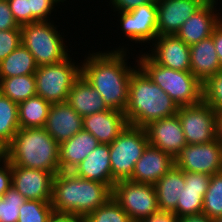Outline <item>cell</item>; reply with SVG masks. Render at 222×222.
<instances>
[{
  "label": "cell",
  "instance_id": "f546056e",
  "mask_svg": "<svg viewBox=\"0 0 222 222\" xmlns=\"http://www.w3.org/2000/svg\"><path fill=\"white\" fill-rule=\"evenodd\" d=\"M20 128L18 104L0 93V145L5 148Z\"/></svg>",
  "mask_w": 222,
  "mask_h": 222
},
{
  "label": "cell",
  "instance_id": "2e32d148",
  "mask_svg": "<svg viewBox=\"0 0 222 222\" xmlns=\"http://www.w3.org/2000/svg\"><path fill=\"white\" fill-rule=\"evenodd\" d=\"M146 53L156 64L177 71H190V46L174 35H160Z\"/></svg>",
  "mask_w": 222,
  "mask_h": 222
},
{
  "label": "cell",
  "instance_id": "ee69618b",
  "mask_svg": "<svg viewBox=\"0 0 222 222\" xmlns=\"http://www.w3.org/2000/svg\"><path fill=\"white\" fill-rule=\"evenodd\" d=\"M212 37H213V42L215 44L216 53L218 54L219 57V62L222 66V20L214 28Z\"/></svg>",
  "mask_w": 222,
  "mask_h": 222
},
{
  "label": "cell",
  "instance_id": "44dd1931",
  "mask_svg": "<svg viewBox=\"0 0 222 222\" xmlns=\"http://www.w3.org/2000/svg\"><path fill=\"white\" fill-rule=\"evenodd\" d=\"M185 187L178 197L176 215L185 217L201 214L203 198L210 183L211 176L204 173L184 171Z\"/></svg>",
  "mask_w": 222,
  "mask_h": 222
},
{
  "label": "cell",
  "instance_id": "d4e9b609",
  "mask_svg": "<svg viewBox=\"0 0 222 222\" xmlns=\"http://www.w3.org/2000/svg\"><path fill=\"white\" fill-rule=\"evenodd\" d=\"M67 103L82 117L108 110L100 93L82 75L74 82Z\"/></svg>",
  "mask_w": 222,
  "mask_h": 222
},
{
  "label": "cell",
  "instance_id": "7bdbcfd3",
  "mask_svg": "<svg viewBox=\"0 0 222 222\" xmlns=\"http://www.w3.org/2000/svg\"><path fill=\"white\" fill-rule=\"evenodd\" d=\"M140 222H179V217L173 212L158 211Z\"/></svg>",
  "mask_w": 222,
  "mask_h": 222
},
{
  "label": "cell",
  "instance_id": "30bf717a",
  "mask_svg": "<svg viewBox=\"0 0 222 222\" xmlns=\"http://www.w3.org/2000/svg\"><path fill=\"white\" fill-rule=\"evenodd\" d=\"M178 117L187 144L208 143L216 139L217 112L203 100L178 108Z\"/></svg>",
  "mask_w": 222,
  "mask_h": 222
},
{
  "label": "cell",
  "instance_id": "9c48e42d",
  "mask_svg": "<svg viewBox=\"0 0 222 222\" xmlns=\"http://www.w3.org/2000/svg\"><path fill=\"white\" fill-rule=\"evenodd\" d=\"M112 197L132 222H140L159 211L154 185L131 180L117 181L112 188Z\"/></svg>",
  "mask_w": 222,
  "mask_h": 222
},
{
  "label": "cell",
  "instance_id": "484cf974",
  "mask_svg": "<svg viewBox=\"0 0 222 222\" xmlns=\"http://www.w3.org/2000/svg\"><path fill=\"white\" fill-rule=\"evenodd\" d=\"M185 187L184 171L175 165L154 185L159 211L176 215L178 197Z\"/></svg>",
  "mask_w": 222,
  "mask_h": 222
},
{
  "label": "cell",
  "instance_id": "83f0119b",
  "mask_svg": "<svg viewBox=\"0 0 222 222\" xmlns=\"http://www.w3.org/2000/svg\"><path fill=\"white\" fill-rule=\"evenodd\" d=\"M51 103L35 95L18 104L20 128L44 127Z\"/></svg>",
  "mask_w": 222,
  "mask_h": 222
},
{
  "label": "cell",
  "instance_id": "8d00e7d4",
  "mask_svg": "<svg viewBox=\"0 0 222 222\" xmlns=\"http://www.w3.org/2000/svg\"><path fill=\"white\" fill-rule=\"evenodd\" d=\"M21 43V29L0 31V62Z\"/></svg>",
  "mask_w": 222,
  "mask_h": 222
},
{
  "label": "cell",
  "instance_id": "5bb4252c",
  "mask_svg": "<svg viewBox=\"0 0 222 222\" xmlns=\"http://www.w3.org/2000/svg\"><path fill=\"white\" fill-rule=\"evenodd\" d=\"M208 0H156L157 32L174 35L182 24Z\"/></svg>",
  "mask_w": 222,
  "mask_h": 222
},
{
  "label": "cell",
  "instance_id": "7dc6e473",
  "mask_svg": "<svg viewBox=\"0 0 222 222\" xmlns=\"http://www.w3.org/2000/svg\"><path fill=\"white\" fill-rule=\"evenodd\" d=\"M4 158V148L0 145V159Z\"/></svg>",
  "mask_w": 222,
  "mask_h": 222
},
{
  "label": "cell",
  "instance_id": "c3c4849f",
  "mask_svg": "<svg viewBox=\"0 0 222 222\" xmlns=\"http://www.w3.org/2000/svg\"><path fill=\"white\" fill-rule=\"evenodd\" d=\"M214 222H222V216L214 219Z\"/></svg>",
  "mask_w": 222,
  "mask_h": 222
},
{
  "label": "cell",
  "instance_id": "f1b7e54d",
  "mask_svg": "<svg viewBox=\"0 0 222 222\" xmlns=\"http://www.w3.org/2000/svg\"><path fill=\"white\" fill-rule=\"evenodd\" d=\"M0 93L17 104L35 96V75L27 74L10 78H0Z\"/></svg>",
  "mask_w": 222,
  "mask_h": 222
},
{
  "label": "cell",
  "instance_id": "8fae6325",
  "mask_svg": "<svg viewBox=\"0 0 222 222\" xmlns=\"http://www.w3.org/2000/svg\"><path fill=\"white\" fill-rule=\"evenodd\" d=\"M182 171L210 176L222 172V146L215 140L202 144H187L174 158Z\"/></svg>",
  "mask_w": 222,
  "mask_h": 222
},
{
  "label": "cell",
  "instance_id": "e0dca14e",
  "mask_svg": "<svg viewBox=\"0 0 222 222\" xmlns=\"http://www.w3.org/2000/svg\"><path fill=\"white\" fill-rule=\"evenodd\" d=\"M216 0H208L199 10L192 14L175 34L189 46L212 36L214 28L222 20L215 9Z\"/></svg>",
  "mask_w": 222,
  "mask_h": 222
},
{
  "label": "cell",
  "instance_id": "cb8c5ba5",
  "mask_svg": "<svg viewBox=\"0 0 222 222\" xmlns=\"http://www.w3.org/2000/svg\"><path fill=\"white\" fill-rule=\"evenodd\" d=\"M220 70L222 66L212 36L190 46V72L202 84Z\"/></svg>",
  "mask_w": 222,
  "mask_h": 222
},
{
  "label": "cell",
  "instance_id": "ac0fdd59",
  "mask_svg": "<svg viewBox=\"0 0 222 222\" xmlns=\"http://www.w3.org/2000/svg\"><path fill=\"white\" fill-rule=\"evenodd\" d=\"M175 165L174 157L150 144L135 163L132 177L137 183L155 185Z\"/></svg>",
  "mask_w": 222,
  "mask_h": 222
},
{
  "label": "cell",
  "instance_id": "681fc988",
  "mask_svg": "<svg viewBox=\"0 0 222 222\" xmlns=\"http://www.w3.org/2000/svg\"><path fill=\"white\" fill-rule=\"evenodd\" d=\"M57 2H58V4L60 3V2H64V1H66V0H56Z\"/></svg>",
  "mask_w": 222,
  "mask_h": 222
},
{
  "label": "cell",
  "instance_id": "74e56055",
  "mask_svg": "<svg viewBox=\"0 0 222 222\" xmlns=\"http://www.w3.org/2000/svg\"><path fill=\"white\" fill-rule=\"evenodd\" d=\"M8 3L14 19L20 27L31 23L28 0H8Z\"/></svg>",
  "mask_w": 222,
  "mask_h": 222
},
{
  "label": "cell",
  "instance_id": "bcb514c9",
  "mask_svg": "<svg viewBox=\"0 0 222 222\" xmlns=\"http://www.w3.org/2000/svg\"><path fill=\"white\" fill-rule=\"evenodd\" d=\"M216 141L222 146V112L216 116Z\"/></svg>",
  "mask_w": 222,
  "mask_h": 222
},
{
  "label": "cell",
  "instance_id": "9a60e30c",
  "mask_svg": "<svg viewBox=\"0 0 222 222\" xmlns=\"http://www.w3.org/2000/svg\"><path fill=\"white\" fill-rule=\"evenodd\" d=\"M144 128L149 144L174 158L187 145L178 114L150 122Z\"/></svg>",
  "mask_w": 222,
  "mask_h": 222
},
{
  "label": "cell",
  "instance_id": "7a4b0ae2",
  "mask_svg": "<svg viewBox=\"0 0 222 222\" xmlns=\"http://www.w3.org/2000/svg\"><path fill=\"white\" fill-rule=\"evenodd\" d=\"M112 197L107 185L77 177L73 172L60 171L53 178L52 208L85 218Z\"/></svg>",
  "mask_w": 222,
  "mask_h": 222
},
{
  "label": "cell",
  "instance_id": "b9f144b4",
  "mask_svg": "<svg viewBox=\"0 0 222 222\" xmlns=\"http://www.w3.org/2000/svg\"><path fill=\"white\" fill-rule=\"evenodd\" d=\"M47 222H84V218L72 213L53 210Z\"/></svg>",
  "mask_w": 222,
  "mask_h": 222
},
{
  "label": "cell",
  "instance_id": "d590c367",
  "mask_svg": "<svg viewBox=\"0 0 222 222\" xmlns=\"http://www.w3.org/2000/svg\"><path fill=\"white\" fill-rule=\"evenodd\" d=\"M58 2L56 0H28L31 11V23L38 21H50L51 12ZM49 18V19H48Z\"/></svg>",
  "mask_w": 222,
  "mask_h": 222
},
{
  "label": "cell",
  "instance_id": "836d02e7",
  "mask_svg": "<svg viewBox=\"0 0 222 222\" xmlns=\"http://www.w3.org/2000/svg\"><path fill=\"white\" fill-rule=\"evenodd\" d=\"M52 211L50 201L26 200L19 209L18 222H47Z\"/></svg>",
  "mask_w": 222,
  "mask_h": 222
},
{
  "label": "cell",
  "instance_id": "60d3db41",
  "mask_svg": "<svg viewBox=\"0 0 222 222\" xmlns=\"http://www.w3.org/2000/svg\"><path fill=\"white\" fill-rule=\"evenodd\" d=\"M110 2L115 12H128L136 9L140 5L156 2V0H110Z\"/></svg>",
  "mask_w": 222,
  "mask_h": 222
},
{
  "label": "cell",
  "instance_id": "d6986e66",
  "mask_svg": "<svg viewBox=\"0 0 222 222\" xmlns=\"http://www.w3.org/2000/svg\"><path fill=\"white\" fill-rule=\"evenodd\" d=\"M83 117L68 103L52 104L44 129L60 145L83 129Z\"/></svg>",
  "mask_w": 222,
  "mask_h": 222
},
{
  "label": "cell",
  "instance_id": "7c38bea8",
  "mask_svg": "<svg viewBox=\"0 0 222 222\" xmlns=\"http://www.w3.org/2000/svg\"><path fill=\"white\" fill-rule=\"evenodd\" d=\"M122 33L129 40L149 43L157 36V4L150 2L128 12H118Z\"/></svg>",
  "mask_w": 222,
  "mask_h": 222
},
{
  "label": "cell",
  "instance_id": "f35d334b",
  "mask_svg": "<svg viewBox=\"0 0 222 222\" xmlns=\"http://www.w3.org/2000/svg\"><path fill=\"white\" fill-rule=\"evenodd\" d=\"M20 28L14 19L8 1L0 0V31Z\"/></svg>",
  "mask_w": 222,
  "mask_h": 222
},
{
  "label": "cell",
  "instance_id": "52a82bcc",
  "mask_svg": "<svg viewBox=\"0 0 222 222\" xmlns=\"http://www.w3.org/2000/svg\"><path fill=\"white\" fill-rule=\"evenodd\" d=\"M149 144L145 128L133 125L127 127L109 144L112 179L129 180L135 163Z\"/></svg>",
  "mask_w": 222,
  "mask_h": 222
},
{
  "label": "cell",
  "instance_id": "ab89813d",
  "mask_svg": "<svg viewBox=\"0 0 222 222\" xmlns=\"http://www.w3.org/2000/svg\"><path fill=\"white\" fill-rule=\"evenodd\" d=\"M11 182L12 165L5 158H2L0 159V196L11 187Z\"/></svg>",
  "mask_w": 222,
  "mask_h": 222
},
{
  "label": "cell",
  "instance_id": "603a6c76",
  "mask_svg": "<svg viewBox=\"0 0 222 222\" xmlns=\"http://www.w3.org/2000/svg\"><path fill=\"white\" fill-rule=\"evenodd\" d=\"M98 140L82 129L69 140L59 145V164L61 171L72 172L98 146Z\"/></svg>",
  "mask_w": 222,
  "mask_h": 222
},
{
  "label": "cell",
  "instance_id": "7402d4cb",
  "mask_svg": "<svg viewBox=\"0 0 222 222\" xmlns=\"http://www.w3.org/2000/svg\"><path fill=\"white\" fill-rule=\"evenodd\" d=\"M72 172L77 177L107 184L112 189L115 181L112 179L109 144L99 143Z\"/></svg>",
  "mask_w": 222,
  "mask_h": 222
},
{
  "label": "cell",
  "instance_id": "4316f807",
  "mask_svg": "<svg viewBox=\"0 0 222 222\" xmlns=\"http://www.w3.org/2000/svg\"><path fill=\"white\" fill-rule=\"evenodd\" d=\"M37 68L34 56L21 43L0 62V78L34 74Z\"/></svg>",
  "mask_w": 222,
  "mask_h": 222
},
{
  "label": "cell",
  "instance_id": "f6af8a7d",
  "mask_svg": "<svg viewBox=\"0 0 222 222\" xmlns=\"http://www.w3.org/2000/svg\"><path fill=\"white\" fill-rule=\"evenodd\" d=\"M179 222H214V219L209 218L206 214H197L185 217H179Z\"/></svg>",
  "mask_w": 222,
  "mask_h": 222
},
{
  "label": "cell",
  "instance_id": "ba28073f",
  "mask_svg": "<svg viewBox=\"0 0 222 222\" xmlns=\"http://www.w3.org/2000/svg\"><path fill=\"white\" fill-rule=\"evenodd\" d=\"M72 60L69 55L59 63L38 66L34 73L36 95L51 104L66 102L74 82L81 76V66Z\"/></svg>",
  "mask_w": 222,
  "mask_h": 222
},
{
  "label": "cell",
  "instance_id": "6da1fadb",
  "mask_svg": "<svg viewBox=\"0 0 222 222\" xmlns=\"http://www.w3.org/2000/svg\"><path fill=\"white\" fill-rule=\"evenodd\" d=\"M88 54L81 65V75L95 88L108 109L125 112L132 73L139 67L128 66L127 47Z\"/></svg>",
  "mask_w": 222,
  "mask_h": 222
},
{
  "label": "cell",
  "instance_id": "d6a6232c",
  "mask_svg": "<svg viewBox=\"0 0 222 222\" xmlns=\"http://www.w3.org/2000/svg\"><path fill=\"white\" fill-rule=\"evenodd\" d=\"M26 201L14 187L0 196V222H18L19 209Z\"/></svg>",
  "mask_w": 222,
  "mask_h": 222
},
{
  "label": "cell",
  "instance_id": "8992f818",
  "mask_svg": "<svg viewBox=\"0 0 222 222\" xmlns=\"http://www.w3.org/2000/svg\"><path fill=\"white\" fill-rule=\"evenodd\" d=\"M54 26L50 21H38L20 28L21 42L38 66L59 63L70 55L60 31Z\"/></svg>",
  "mask_w": 222,
  "mask_h": 222
},
{
  "label": "cell",
  "instance_id": "5b68a950",
  "mask_svg": "<svg viewBox=\"0 0 222 222\" xmlns=\"http://www.w3.org/2000/svg\"><path fill=\"white\" fill-rule=\"evenodd\" d=\"M138 58L139 67L179 107L196 105L203 100V84L190 71H177L156 64L146 52Z\"/></svg>",
  "mask_w": 222,
  "mask_h": 222
},
{
  "label": "cell",
  "instance_id": "277c9868",
  "mask_svg": "<svg viewBox=\"0 0 222 222\" xmlns=\"http://www.w3.org/2000/svg\"><path fill=\"white\" fill-rule=\"evenodd\" d=\"M4 158L11 165L46 170L54 175L61 171L59 144L44 127L19 128L4 148Z\"/></svg>",
  "mask_w": 222,
  "mask_h": 222
},
{
  "label": "cell",
  "instance_id": "1f68e13d",
  "mask_svg": "<svg viewBox=\"0 0 222 222\" xmlns=\"http://www.w3.org/2000/svg\"><path fill=\"white\" fill-rule=\"evenodd\" d=\"M84 222H132L129 215L111 197L105 204L89 213Z\"/></svg>",
  "mask_w": 222,
  "mask_h": 222
},
{
  "label": "cell",
  "instance_id": "4dcf8cb0",
  "mask_svg": "<svg viewBox=\"0 0 222 222\" xmlns=\"http://www.w3.org/2000/svg\"><path fill=\"white\" fill-rule=\"evenodd\" d=\"M202 213L212 219L222 216V172L211 176L203 198Z\"/></svg>",
  "mask_w": 222,
  "mask_h": 222
},
{
  "label": "cell",
  "instance_id": "e575fe53",
  "mask_svg": "<svg viewBox=\"0 0 222 222\" xmlns=\"http://www.w3.org/2000/svg\"><path fill=\"white\" fill-rule=\"evenodd\" d=\"M203 101L216 112H222V70L210 77L203 85Z\"/></svg>",
  "mask_w": 222,
  "mask_h": 222
},
{
  "label": "cell",
  "instance_id": "ffe728a7",
  "mask_svg": "<svg viewBox=\"0 0 222 222\" xmlns=\"http://www.w3.org/2000/svg\"><path fill=\"white\" fill-rule=\"evenodd\" d=\"M83 129L91 133L99 143L110 144L127 127L124 112L108 109L83 117Z\"/></svg>",
  "mask_w": 222,
  "mask_h": 222
},
{
  "label": "cell",
  "instance_id": "4fadbf2b",
  "mask_svg": "<svg viewBox=\"0 0 222 222\" xmlns=\"http://www.w3.org/2000/svg\"><path fill=\"white\" fill-rule=\"evenodd\" d=\"M52 172L12 165V184L26 200L52 201Z\"/></svg>",
  "mask_w": 222,
  "mask_h": 222
},
{
  "label": "cell",
  "instance_id": "3957f363",
  "mask_svg": "<svg viewBox=\"0 0 222 222\" xmlns=\"http://www.w3.org/2000/svg\"><path fill=\"white\" fill-rule=\"evenodd\" d=\"M179 106L138 67L130 77L124 112L129 125L145 127L150 122L177 114Z\"/></svg>",
  "mask_w": 222,
  "mask_h": 222
}]
</instances>
